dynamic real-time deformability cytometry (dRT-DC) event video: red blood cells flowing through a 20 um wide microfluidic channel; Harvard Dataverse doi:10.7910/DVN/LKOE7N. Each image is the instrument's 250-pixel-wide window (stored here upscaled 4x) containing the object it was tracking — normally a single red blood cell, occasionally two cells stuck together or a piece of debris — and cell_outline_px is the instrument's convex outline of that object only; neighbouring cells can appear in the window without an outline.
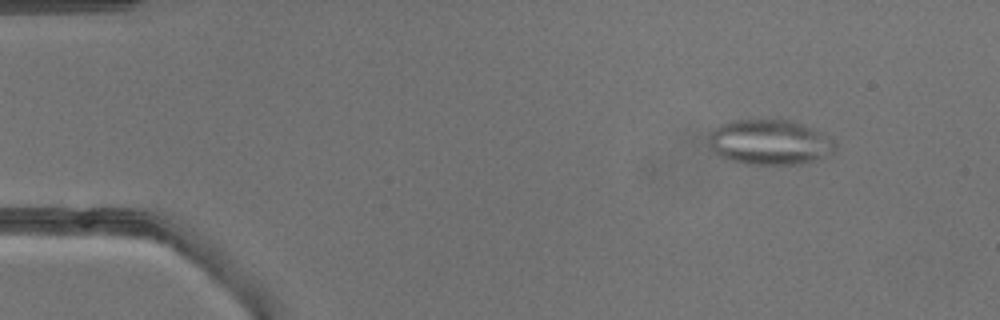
{"species": "common noctule bat (a hibernating species)", "species_latin": "Nyctalus noctula", "temperature_condition": "warm", "stored_images_in_passage": 40, "camera_frame_rate_fps": 3000, "um_per_image_px": 0.085, "animal": {"sex": "male", "body_mass_g": 13.3}, "frame": {"image": 1, "passage_image": 5, "time_ms": 1.333, "image_size_px": [1000, 320], "cell_outline_px": [[836, 152], [820, 160], [800, 164], [744, 164], [724, 160], [712, 152], [708, 148], [708, 132], [712, 128], [720, 124], [732, 120], [792, 120], [804, 124], [824, 132], [832, 136], [836, 140]], "centroid_in_image_um": [65.43, 12.1], "position_along_channel_um": 19.6, "area_um2": 34.62}}
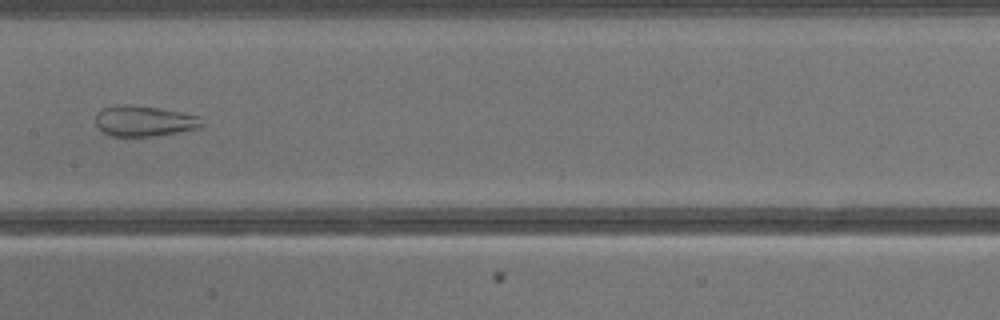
{"frame": {"image": 2, "passage_image": 21, "time_ms": 6.667, "image_size_px": [1000, 320], "cell_outline_px": [[204, 124], [200, 128], [152, 136], [112, 136], [104, 132], [96, 124], [96, 112], [104, 108], [116, 104], [136, 104], [160, 108], [200, 116]], "centroid_in_image_um": [12.26, 10.26], "position_along_channel_um": 195.1, "area_um2": 19.07}}
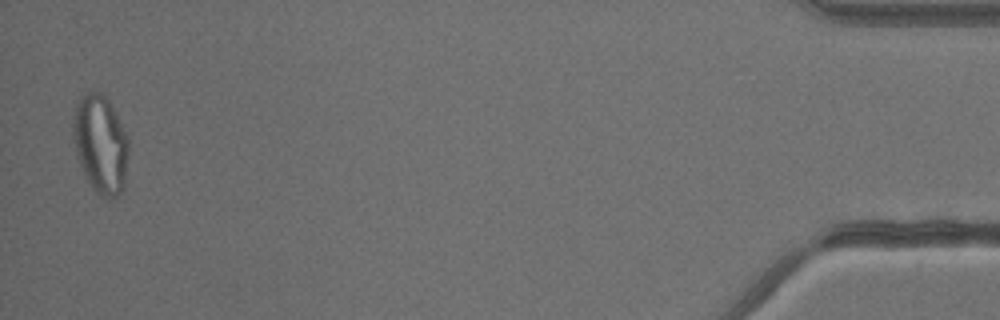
{"frame": {"image": 3, "passage_image": 40, "time_ms": 13.0, "image_size_px": [1000, 320], "cell_outline_px": [[128, 156], [124, 188], [112, 200], [108, 200], [100, 196], [92, 188], [80, 164], [76, 152], [72, 136], [72, 116], [76, 104], [80, 96], [84, 92], [104, 92], [116, 112], [128, 140]], "centroid_in_image_um": [8.53, 12.23], "position_along_channel_um": 426.7, "area_um2": 32.25}}